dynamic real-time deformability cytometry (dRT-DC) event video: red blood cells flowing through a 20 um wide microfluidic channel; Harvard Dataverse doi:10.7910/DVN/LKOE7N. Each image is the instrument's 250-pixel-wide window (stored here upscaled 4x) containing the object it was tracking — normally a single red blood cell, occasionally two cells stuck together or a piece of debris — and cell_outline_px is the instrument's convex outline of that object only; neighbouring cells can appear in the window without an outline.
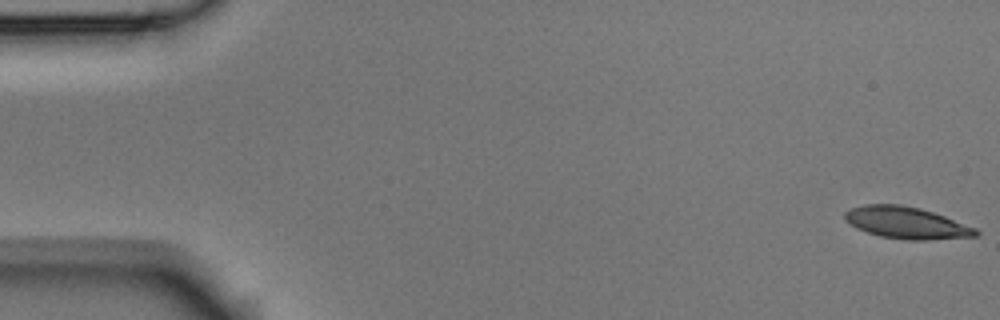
{"species": "Egyptian fruit bat (a non-hibernating species)", "species_latin": "Rousettus aegyptiacus", "temperature_condition": "room temperature", "stored_images_in_passage": 10, "camera_frame_rate_fps": 3000, "um_per_image_px": 0.085, "animal": {"sex": "male"}, "frame": {"image": 1, "passage_image": 1, "time_ms": 0.0, "image_size_px": [1000, 320], "cell_outline_px": [[980, 232], [976, 236], [932, 240], [908, 240], [880, 236], [856, 228], [844, 220], [844, 212], [852, 208], [864, 204], [896, 204], [920, 208], [944, 216], [976, 228]], "centroid_in_image_um": [77.03, 18.94], "position_along_channel_um": 8.0, "area_um2": 24.22}}
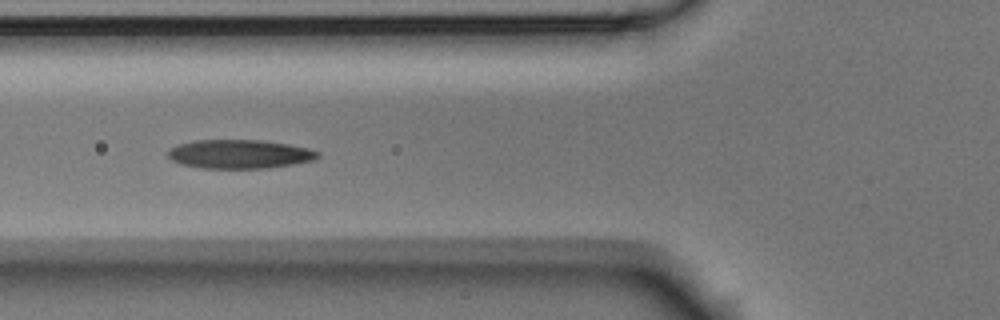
{"frame": {"image": 2, "passage_image": 6, "time_ms": 1.667, "image_size_px": [1000, 320], "cell_outline_px": [[320, 156], [316, 160], [268, 168], [204, 168], [180, 164], [172, 160], [168, 156], [168, 152], [172, 148], [180, 144], [196, 140], [260, 140], [288, 144], [308, 148], [320, 152]], "centroid_in_image_um": [20.41, 13.1], "position_along_channel_um": 105.4, "area_um2": 25.09}}
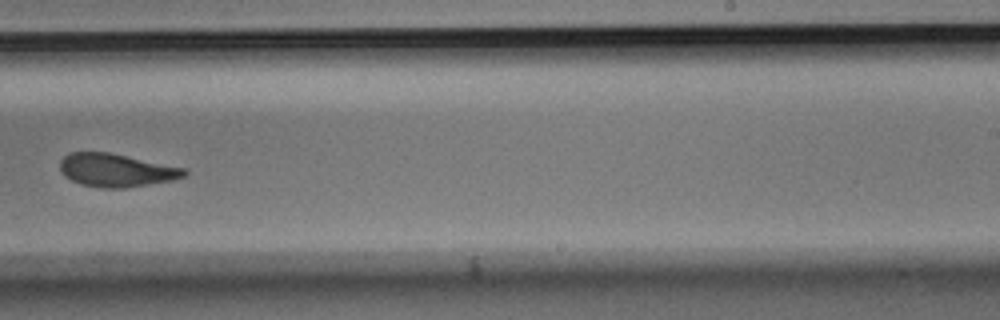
{"frame": {"image": 3, "passage_image": 10, "time_ms": 3.0, "image_size_px": [1000, 320], "cell_outline_px": [[188, 172], [184, 176], [172, 180], [124, 188], [100, 188], [80, 184], [64, 176], [60, 172], [60, 160], [68, 152], [108, 152], [184, 168]], "centroid_in_image_um": [9.82, 14.47], "position_along_channel_um": 279.2, "area_um2": 23.87}}